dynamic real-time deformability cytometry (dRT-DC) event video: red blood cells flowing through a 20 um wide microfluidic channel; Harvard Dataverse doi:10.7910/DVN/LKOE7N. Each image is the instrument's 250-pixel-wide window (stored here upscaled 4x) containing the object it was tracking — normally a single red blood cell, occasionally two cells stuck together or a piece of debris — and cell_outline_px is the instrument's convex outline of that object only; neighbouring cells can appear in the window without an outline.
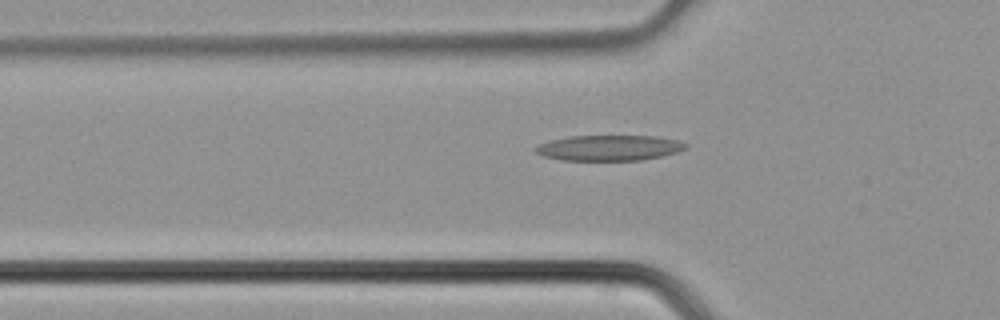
{"species": "common noctule bat (a hibernating species)", "species_latin": "Nyctalus noctula", "temperature_condition": "cold", "stored_images_in_passage": 38, "segment_of_instrument_passage": [1, 2], "camera_frame_rate_fps": 3000, "um_per_image_px": 0.085, "animal": {"sex": "male", "body_mass_g": 21.5, "forearm_length_mm": 52.0}, "frame": {"image": 1, "passage_image": 12, "time_ms": 3.667, "image_size_px": [1000, 320], "cell_outline_px": [[688, 148], [676, 152], [660, 156], [640, 160], [564, 160], [544, 156], [536, 152], [532, 148], [540, 144], [552, 140], [568, 136], [656, 136], [676, 140], [688, 144]], "centroid_in_image_um": [51.78, 12.56], "position_along_channel_um": 74.0, "area_um2": 22.14}}
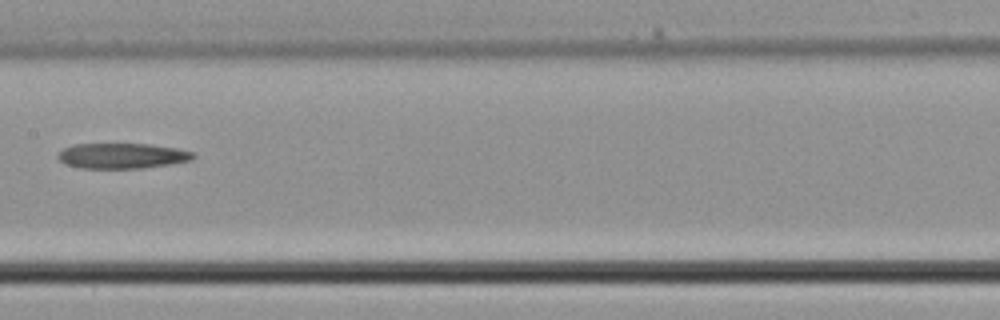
{"frame": {"image": 2, "passage_image": 19, "time_ms": 6.0, "image_size_px": [1000, 320], "cell_outline_px": [[196, 156], [192, 160], [168, 164], [140, 168], [80, 168], [64, 164], [56, 156], [64, 148], [76, 144], [148, 144], [176, 148], [196, 152]], "centroid_in_image_um": [10.39, 13.24], "position_along_channel_um": 197.0, "area_um2": 19.94}}
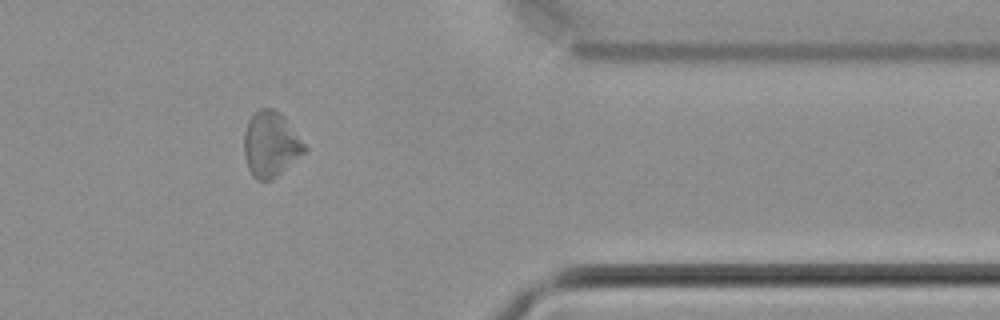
{"frame": {"image": 3, "passage_image": 31, "time_ms": 10.0, "image_size_px": [1000, 320], "cell_outline_px": [[308, 148], [304, 152], [272, 180], [256, 180], [252, 176], [248, 168], [244, 156], [244, 132], [248, 120], [260, 108], [272, 108], [280, 112], [284, 116]], "centroid_in_image_um": [22.99, 12.26], "position_along_channel_um": 388.4, "area_um2": 22.89}}